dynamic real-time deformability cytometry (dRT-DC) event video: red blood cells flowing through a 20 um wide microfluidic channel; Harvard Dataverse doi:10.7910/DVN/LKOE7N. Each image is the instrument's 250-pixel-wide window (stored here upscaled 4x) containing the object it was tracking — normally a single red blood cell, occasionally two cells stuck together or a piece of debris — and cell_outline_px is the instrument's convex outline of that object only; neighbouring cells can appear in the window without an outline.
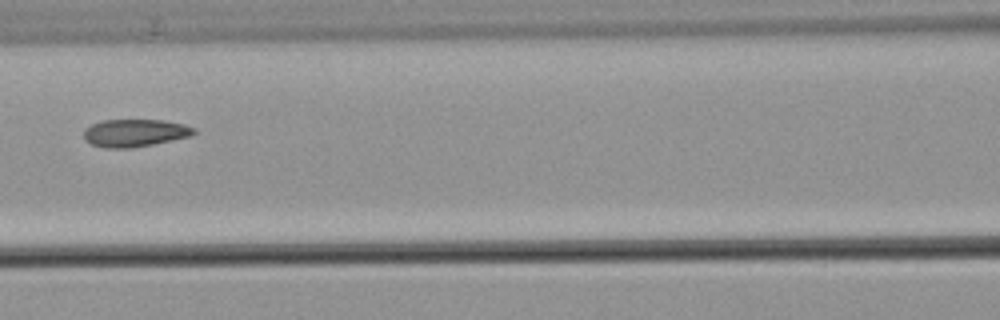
{"species": "common noctule bat (a hibernating species)", "species_latin": "Nyctalus noctula", "temperature_condition": "warm", "stored_images_in_passage": 7, "camera_frame_rate_fps": 3000, "um_per_image_px": 0.085, "animal": {"sex": "male", "body_mass_g": 21.5, "forearm_length_mm": 52.0}, "frame": {"image": 1, "passage_image": 6, "time_ms": 6.667, "image_size_px": [1000, 320], "cell_outline_px": [[196, 132], [188, 136], [152, 144], [128, 148], [104, 148], [92, 144], [84, 140], [84, 128], [92, 124], [104, 120], [164, 120], [184, 124], [196, 128]], "centroid_in_image_um": [11.43, 11.29], "position_along_channel_um": 155.2, "area_um2": 17.57}}